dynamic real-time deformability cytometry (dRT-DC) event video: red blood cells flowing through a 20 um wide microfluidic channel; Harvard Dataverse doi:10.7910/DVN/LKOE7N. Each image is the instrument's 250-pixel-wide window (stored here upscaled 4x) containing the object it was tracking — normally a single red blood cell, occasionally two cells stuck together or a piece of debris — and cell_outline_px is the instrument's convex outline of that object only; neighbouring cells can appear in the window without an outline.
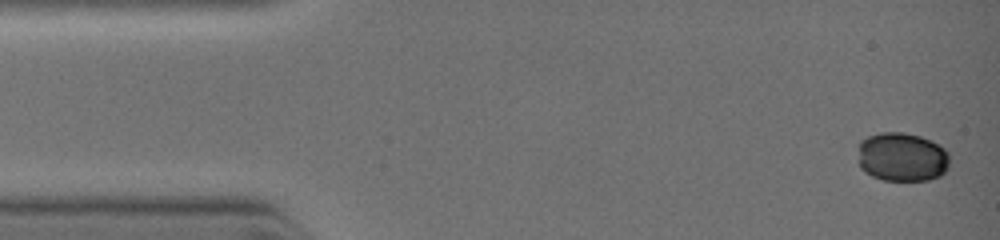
{"species": "common noctule bat (a hibernating species)", "species_latin": "Nyctalus noctula", "temperature_condition": "warm", "stored_images_in_passage": 24, "camera_frame_rate_fps": 3000, "um_per_image_px": 0.085, "animal": {"sex": "female", "body_mass_g": 19.0, "forearm_length_mm": 51.5}, "frame": {"image": 1, "passage_image": 1, "time_ms": 0.0, "image_size_px": [1000, 240], "cell_outline_px": [[948, 168], [940, 176], [928, 180], [884, 180], [872, 176], [864, 172], [860, 168], [860, 140], [868, 136], [880, 132], [904, 132], [920, 136], [944, 148], [948, 152]], "centroid_in_image_um": [76.67, 13.35], "position_along_channel_um": 8.3, "area_um2": 26.07}}
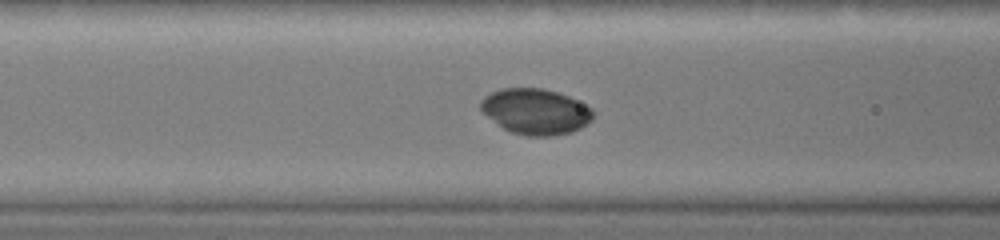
{"frame": {"image": 2, "passage_image": 14, "time_ms": 4.0, "image_size_px": [1000, 240], "cell_outline_px": [[592, 120], [580, 128], [572, 132], [552, 136], [528, 136], [512, 132], [504, 128], [488, 116], [480, 108], [480, 100], [484, 96], [500, 88], [544, 88], [568, 96], [592, 108]], "centroid_in_image_um": [45.52, 9.47], "position_along_channel_um": 121.1, "area_um2": 29.71}}
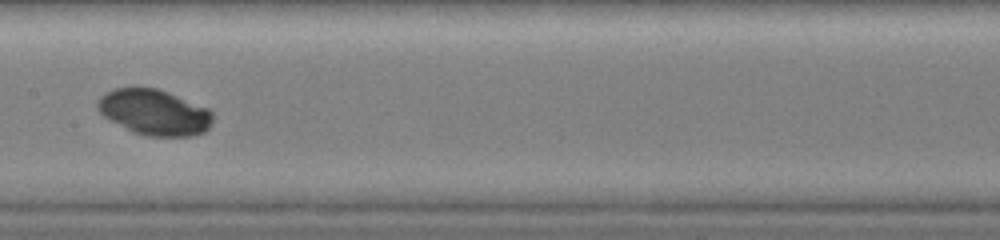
{"frame": {"image": 3, "passage_image": 23, "time_ms": 5.333, "image_size_px": [1000, 240], "cell_outline_px": [[212, 120], [208, 128], [204, 132], [192, 136], [144, 136], [132, 132], [104, 116], [96, 108], [96, 104], [100, 96], [104, 92], [116, 88], [156, 88], [208, 108], [212, 112]], "centroid_in_image_um": [13.09, 9.55], "position_along_channel_um": 194.3, "area_um2": 30.46}}